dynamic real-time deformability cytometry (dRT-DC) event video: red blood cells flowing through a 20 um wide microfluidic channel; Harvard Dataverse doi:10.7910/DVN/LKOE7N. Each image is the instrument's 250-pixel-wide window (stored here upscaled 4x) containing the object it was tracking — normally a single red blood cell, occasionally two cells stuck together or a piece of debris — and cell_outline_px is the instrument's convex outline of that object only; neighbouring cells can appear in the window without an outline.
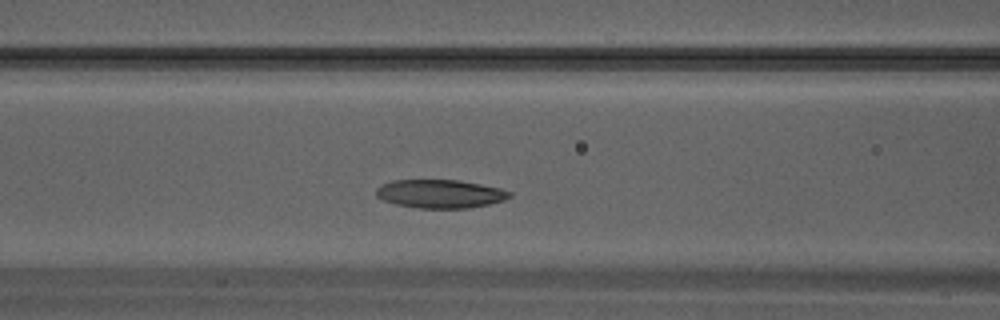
{"species": "Egyptian fruit bat (a non-hibernating species)", "species_latin": "Rousettus aegyptiacus", "temperature_condition": "warm", "stored_images_in_passage": 24, "camera_frame_rate_fps": 3000, "um_per_image_px": 0.085, "animal": {"sex": "male"}, "frame": {"image": 1, "passage_image": 8, "time_ms": 2.333, "image_size_px": [1000, 320], "cell_outline_px": [[512, 196], [504, 200], [488, 204], [468, 208], [420, 208], [396, 204], [384, 200], [376, 196], [376, 188], [380, 184], [392, 180], [460, 180], [500, 188], [512, 192]], "centroid_in_image_um": [37.41, 16.46], "position_along_channel_um": 129.2, "area_um2": 22.14}}
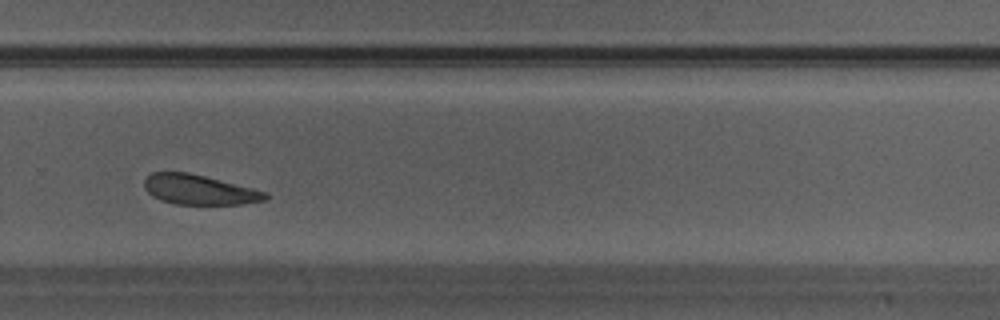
{"frame": {"image": 2, "passage_image": 17, "time_ms": 5.333, "image_size_px": [1000, 320], "cell_outline_px": [[268, 196], [264, 200], [240, 204], [176, 204], [160, 200], [152, 196], [144, 188], [144, 180], [152, 172], [188, 172], [268, 192]], "centroid_in_image_um": [16.9, 16.12], "position_along_channel_um": 312.9, "area_um2": 20.87}}